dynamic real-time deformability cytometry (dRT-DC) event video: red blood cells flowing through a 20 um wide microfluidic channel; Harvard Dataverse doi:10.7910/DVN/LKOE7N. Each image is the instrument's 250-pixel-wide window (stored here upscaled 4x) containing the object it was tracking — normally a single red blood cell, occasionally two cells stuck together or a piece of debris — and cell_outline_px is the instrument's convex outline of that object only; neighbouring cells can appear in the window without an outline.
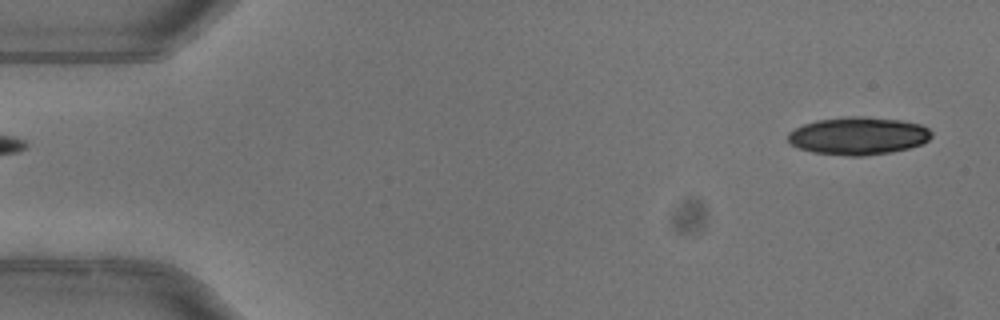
{"species": "common noctule bat (a hibernating species)", "species_latin": "Nyctalus noctula", "temperature_condition": "warm", "stored_images_in_passage": 16, "camera_frame_rate_fps": 3000, "um_per_image_px": 0.085, "animal": {"sex": "female"}, "frame": {"image": 1, "passage_image": 1, "time_ms": 0.0, "image_size_px": [1000, 320], "cell_outline_px": [[932, 136], [928, 140], [920, 144], [908, 148], [888, 152], [860, 156], [848, 156], [812, 152], [800, 148], [792, 144], [788, 140], [788, 132], [804, 124], [816, 120], [848, 116], [864, 116], [900, 120], [920, 124], [928, 128], [932, 132]], "centroid_in_image_um": [72.95, 11.54], "position_along_channel_um": 12.1, "area_um2": 31.39}}